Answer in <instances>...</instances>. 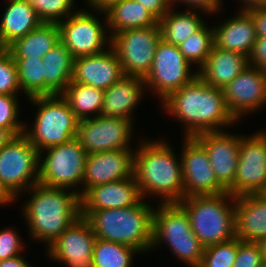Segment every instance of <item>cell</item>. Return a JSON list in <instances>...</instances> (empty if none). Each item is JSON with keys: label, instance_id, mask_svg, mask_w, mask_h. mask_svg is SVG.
I'll return each mask as SVG.
<instances>
[{"label": "cell", "instance_id": "obj_1", "mask_svg": "<svg viewBox=\"0 0 266 267\" xmlns=\"http://www.w3.org/2000/svg\"><path fill=\"white\" fill-rule=\"evenodd\" d=\"M160 105L184 125V137L221 131L239 123L228 110L223 90L208 85L199 76L172 92Z\"/></svg>", "mask_w": 266, "mask_h": 267}, {"label": "cell", "instance_id": "obj_2", "mask_svg": "<svg viewBox=\"0 0 266 267\" xmlns=\"http://www.w3.org/2000/svg\"><path fill=\"white\" fill-rule=\"evenodd\" d=\"M137 144L134 178L141 197L151 195L158 197L159 203H179L184 198L181 158L164 139H145Z\"/></svg>", "mask_w": 266, "mask_h": 267}, {"label": "cell", "instance_id": "obj_3", "mask_svg": "<svg viewBox=\"0 0 266 267\" xmlns=\"http://www.w3.org/2000/svg\"><path fill=\"white\" fill-rule=\"evenodd\" d=\"M27 192L31 196L22 203L21 214L24 215L21 217L29 227L30 237L45 243L48 248L81 216L80 196L73 190L49 187L39 182Z\"/></svg>", "mask_w": 266, "mask_h": 267}, {"label": "cell", "instance_id": "obj_4", "mask_svg": "<svg viewBox=\"0 0 266 267\" xmlns=\"http://www.w3.org/2000/svg\"><path fill=\"white\" fill-rule=\"evenodd\" d=\"M154 206L143 198L126 208L81 210L96 238L130 246L140 253L152 245Z\"/></svg>", "mask_w": 266, "mask_h": 267}, {"label": "cell", "instance_id": "obj_5", "mask_svg": "<svg viewBox=\"0 0 266 267\" xmlns=\"http://www.w3.org/2000/svg\"><path fill=\"white\" fill-rule=\"evenodd\" d=\"M179 204L188 213L191 228L204 247L236 237L235 197L229 192L188 196Z\"/></svg>", "mask_w": 266, "mask_h": 267}, {"label": "cell", "instance_id": "obj_6", "mask_svg": "<svg viewBox=\"0 0 266 267\" xmlns=\"http://www.w3.org/2000/svg\"><path fill=\"white\" fill-rule=\"evenodd\" d=\"M157 205L153 211L151 250L165 243L187 267H198L205 247L195 236L188 213L179 203Z\"/></svg>", "mask_w": 266, "mask_h": 267}, {"label": "cell", "instance_id": "obj_7", "mask_svg": "<svg viewBox=\"0 0 266 267\" xmlns=\"http://www.w3.org/2000/svg\"><path fill=\"white\" fill-rule=\"evenodd\" d=\"M26 100L32 101L38 109L33 127L25 124L24 134L39 153L77 137L79 120L62 95L36 96Z\"/></svg>", "mask_w": 266, "mask_h": 267}, {"label": "cell", "instance_id": "obj_8", "mask_svg": "<svg viewBox=\"0 0 266 267\" xmlns=\"http://www.w3.org/2000/svg\"><path fill=\"white\" fill-rule=\"evenodd\" d=\"M44 152L45 155L42 154ZM86 157L87 152L77 137L41 151L38 182L49 187L73 190L81 197Z\"/></svg>", "mask_w": 266, "mask_h": 267}, {"label": "cell", "instance_id": "obj_9", "mask_svg": "<svg viewBox=\"0 0 266 267\" xmlns=\"http://www.w3.org/2000/svg\"><path fill=\"white\" fill-rule=\"evenodd\" d=\"M84 9H78L76 13L58 23L60 41L71 52L74 59L96 55L111 47V36L107 31L105 12L95 11L97 15L101 13V15H105V19H103L105 24H103L93 10Z\"/></svg>", "mask_w": 266, "mask_h": 267}, {"label": "cell", "instance_id": "obj_10", "mask_svg": "<svg viewBox=\"0 0 266 267\" xmlns=\"http://www.w3.org/2000/svg\"><path fill=\"white\" fill-rule=\"evenodd\" d=\"M39 152L23 133L0 148V180L19 199L38 183Z\"/></svg>", "mask_w": 266, "mask_h": 267}, {"label": "cell", "instance_id": "obj_11", "mask_svg": "<svg viewBox=\"0 0 266 267\" xmlns=\"http://www.w3.org/2000/svg\"><path fill=\"white\" fill-rule=\"evenodd\" d=\"M191 66L178 46L167 43L161 38L155 49L151 69L144 78L146 89L155 93L161 103L172 92L179 90L198 76L197 70L193 71Z\"/></svg>", "mask_w": 266, "mask_h": 267}, {"label": "cell", "instance_id": "obj_12", "mask_svg": "<svg viewBox=\"0 0 266 267\" xmlns=\"http://www.w3.org/2000/svg\"><path fill=\"white\" fill-rule=\"evenodd\" d=\"M161 40L158 26L129 29L111 36V47L127 76L145 78L151 69L155 49Z\"/></svg>", "mask_w": 266, "mask_h": 267}, {"label": "cell", "instance_id": "obj_13", "mask_svg": "<svg viewBox=\"0 0 266 267\" xmlns=\"http://www.w3.org/2000/svg\"><path fill=\"white\" fill-rule=\"evenodd\" d=\"M254 133L240 135L236 176L228 190L234 197L259 194L266 187V130Z\"/></svg>", "mask_w": 266, "mask_h": 267}, {"label": "cell", "instance_id": "obj_14", "mask_svg": "<svg viewBox=\"0 0 266 267\" xmlns=\"http://www.w3.org/2000/svg\"><path fill=\"white\" fill-rule=\"evenodd\" d=\"M134 124L128 119L100 115L80 120L77 138L87 154L131 149Z\"/></svg>", "mask_w": 266, "mask_h": 267}, {"label": "cell", "instance_id": "obj_15", "mask_svg": "<svg viewBox=\"0 0 266 267\" xmlns=\"http://www.w3.org/2000/svg\"><path fill=\"white\" fill-rule=\"evenodd\" d=\"M181 167L184 197L228 192L217 180L205 148L194 137H183Z\"/></svg>", "mask_w": 266, "mask_h": 267}, {"label": "cell", "instance_id": "obj_16", "mask_svg": "<svg viewBox=\"0 0 266 267\" xmlns=\"http://www.w3.org/2000/svg\"><path fill=\"white\" fill-rule=\"evenodd\" d=\"M96 236L88 220L80 216L48 247L47 255L54 262L68 267H93Z\"/></svg>", "mask_w": 266, "mask_h": 267}, {"label": "cell", "instance_id": "obj_17", "mask_svg": "<svg viewBox=\"0 0 266 267\" xmlns=\"http://www.w3.org/2000/svg\"><path fill=\"white\" fill-rule=\"evenodd\" d=\"M222 90L228 110L239 122L266 106V71L249 65Z\"/></svg>", "mask_w": 266, "mask_h": 267}, {"label": "cell", "instance_id": "obj_18", "mask_svg": "<svg viewBox=\"0 0 266 267\" xmlns=\"http://www.w3.org/2000/svg\"><path fill=\"white\" fill-rule=\"evenodd\" d=\"M225 130L200 133L194 138L205 148L218 182L228 191L234 185L240 134Z\"/></svg>", "mask_w": 266, "mask_h": 267}, {"label": "cell", "instance_id": "obj_19", "mask_svg": "<svg viewBox=\"0 0 266 267\" xmlns=\"http://www.w3.org/2000/svg\"><path fill=\"white\" fill-rule=\"evenodd\" d=\"M136 148L87 154L81 196L91 187L134 176Z\"/></svg>", "mask_w": 266, "mask_h": 267}, {"label": "cell", "instance_id": "obj_20", "mask_svg": "<svg viewBox=\"0 0 266 267\" xmlns=\"http://www.w3.org/2000/svg\"><path fill=\"white\" fill-rule=\"evenodd\" d=\"M124 75L117 54L109 47L96 55L75 58L71 81L105 91Z\"/></svg>", "mask_w": 266, "mask_h": 267}, {"label": "cell", "instance_id": "obj_21", "mask_svg": "<svg viewBox=\"0 0 266 267\" xmlns=\"http://www.w3.org/2000/svg\"><path fill=\"white\" fill-rule=\"evenodd\" d=\"M142 199L134 176L89 188L81 197V210L126 208Z\"/></svg>", "mask_w": 266, "mask_h": 267}, {"label": "cell", "instance_id": "obj_22", "mask_svg": "<svg viewBox=\"0 0 266 267\" xmlns=\"http://www.w3.org/2000/svg\"><path fill=\"white\" fill-rule=\"evenodd\" d=\"M145 93L146 86L143 78L124 75L104 91L100 115L134 121L133 112Z\"/></svg>", "mask_w": 266, "mask_h": 267}, {"label": "cell", "instance_id": "obj_23", "mask_svg": "<svg viewBox=\"0 0 266 267\" xmlns=\"http://www.w3.org/2000/svg\"><path fill=\"white\" fill-rule=\"evenodd\" d=\"M234 17L224 20L214 27V46L218 49L250 55L257 34L252 16L247 11L238 9Z\"/></svg>", "mask_w": 266, "mask_h": 267}, {"label": "cell", "instance_id": "obj_24", "mask_svg": "<svg viewBox=\"0 0 266 267\" xmlns=\"http://www.w3.org/2000/svg\"><path fill=\"white\" fill-rule=\"evenodd\" d=\"M236 237L259 242L266 237V201L258 194L235 197Z\"/></svg>", "mask_w": 266, "mask_h": 267}, {"label": "cell", "instance_id": "obj_25", "mask_svg": "<svg viewBox=\"0 0 266 267\" xmlns=\"http://www.w3.org/2000/svg\"><path fill=\"white\" fill-rule=\"evenodd\" d=\"M248 66L246 55L213 46L207 60L197 68V72L208 85L223 89Z\"/></svg>", "mask_w": 266, "mask_h": 267}, {"label": "cell", "instance_id": "obj_26", "mask_svg": "<svg viewBox=\"0 0 266 267\" xmlns=\"http://www.w3.org/2000/svg\"><path fill=\"white\" fill-rule=\"evenodd\" d=\"M5 3L0 22V48H7L42 23L28 0H6Z\"/></svg>", "mask_w": 266, "mask_h": 267}, {"label": "cell", "instance_id": "obj_27", "mask_svg": "<svg viewBox=\"0 0 266 267\" xmlns=\"http://www.w3.org/2000/svg\"><path fill=\"white\" fill-rule=\"evenodd\" d=\"M44 96L61 95L71 82L74 58L59 41L43 58Z\"/></svg>", "mask_w": 266, "mask_h": 267}, {"label": "cell", "instance_id": "obj_28", "mask_svg": "<svg viewBox=\"0 0 266 267\" xmlns=\"http://www.w3.org/2000/svg\"><path fill=\"white\" fill-rule=\"evenodd\" d=\"M104 12L110 36L129 29L159 25V20L147 8L134 0H120Z\"/></svg>", "mask_w": 266, "mask_h": 267}, {"label": "cell", "instance_id": "obj_29", "mask_svg": "<svg viewBox=\"0 0 266 267\" xmlns=\"http://www.w3.org/2000/svg\"><path fill=\"white\" fill-rule=\"evenodd\" d=\"M59 41L58 23L42 22L24 37L15 40L6 49L13 58L42 59Z\"/></svg>", "mask_w": 266, "mask_h": 267}, {"label": "cell", "instance_id": "obj_30", "mask_svg": "<svg viewBox=\"0 0 266 267\" xmlns=\"http://www.w3.org/2000/svg\"><path fill=\"white\" fill-rule=\"evenodd\" d=\"M174 9L172 7L158 24L161 29V38L167 43L179 46L205 24L202 16L199 15L209 14L201 10L175 11Z\"/></svg>", "mask_w": 266, "mask_h": 267}, {"label": "cell", "instance_id": "obj_31", "mask_svg": "<svg viewBox=\"0 0 266 267\" xmlns=\"http://www.w3.org/2000/svg\"><path fill=\"white\" fill-rule=\"evenodd\" d=\"M61 95L69 103L79 121L100 116L104 97L103 90L71 81Z\"/></svg>", "mask_w": 266, "mask_h": 267}, {"label": "cell", "instance_id": "obj_32", "mask_svg": "<svg viewBox=\"0 0 266 267\" xmlns=\"http://www.w3.org/2000/svg\"><path fill=\"white\" fill-rule=\"evenodd\" d=\"M140 252L130 246L96 238L93 267H131L132 258Z\"/></svg>", "mask_w": 266, "mask_h": 267}, {"label": "cell", "instance_id": "obj_33", "mask_svg": "<svg viewBox=\"0 0 266 267\" xmlns=\"http://www.w3.org/2000/svg\"><path fill=\"white\" fill-rule=\"evenodd\" d=\"M21 91L31 98L44 96V63L40 58H13Z\"/></svg>", "mask_w": 266, "mask_h": 267}, {"label": "cell", "instance_id": "obj_34", "mask_svg": "<svg viewBox=\"0 0 266 267\" xmlns=\"http://www.w3.org/2000/svg\"><path fill=\"white\" fill-rule=\"evenodd\" d=\"M208 27L205 23L178 46L180 52L193 68L196 64L200 68L205 63L214 46V27Z\"/></svg>", "mask_w": 266, "mask_h": 267}, {"label": "cell", "instance_id": "obj_35", "mask_svg": "<svg viewBox=\"0 0 266 267\" xmlns=\"http://www.w3.org/2000/svg\"><path fill=\"white\" fill-rule=\"evenodd\" d=\"M28 2L40 20L46 23H59L78 11L77 7L76 11L73 8L76 0H28Z\"/></svg>", "mask_w": 266, "mask_h": 267}, {"label": "cell", "instance_id": "obj_36", "mask_svg": "<svg viewBox=\"0 0 266 267\" xmlns=\"http://www.w3.org/2000/svg\"><path fill=\"white\" fill-rule=\"evenodd\" d=\"M238 252V238L205 247L198 267H233Z\"/></svg>", "mask_w": 266, "mask_h": 267}, {"label": "cell", "instance_id": "obj_37", "mask_svg": "<svg viewBox=\"0 0 266 267\" xmlns=\"http://www.w3.org/2000/svg\"><path fill=\"white\" fill-rule=\"evenodd\" d=\"M18 99L14 95L0 94V127L9 129L15 136L25 130V121L19 120L21 109Z\"/></svg>", "mask_w": 266, "mask_h": 267}, {"label": "cell", "instance_id": "obj_38", "mask_svg": "<svg viewBox=\"0 0 266 267\" xmlns=\"http://www.w3.org/2000/svg\"><path fill=\"white\" fill-rule=\"evenodd\" d=\"M19 92L15 61L6 48H0V94L17 96Z\"/></svg>", "mask_w": 266, "mask_h": 267}, {"label": "cell", "instance_id": "obj_39", "mask_svg": "<svg viewBox=\"0 0 266 267\" xmlns=\"http://www.w3.org/2000/svg\"><path fill=\"white\" fill-rule=\"evenodd\" d=\"M19 232L7 227L0 230V261L10 259L21 254L24 250V241Z\"/></svg>", "mask_w": 266, "mask_h": 267}, {"label": "cell", "instance_id": "obj_40", "mask_svg": "<svg viewBox=\"0 0 266 267\" xmlns=\"http://www.w3.org/2000/svg\"><path fill=\"white\" fill-rule=\"evenodd\" d=\"M262 261L258 243L244 242L238 238V252L233 267H260Z\"/></svg>", "mask_w": 266, "mask_h": 267}, {"label": "cell", "instance_id": "obj_41", "mask_svg": "<svg viewBox=\"0 0 266 267\" xmlns=\"http://www.w3.org/2000/svg\"><path fill=\"white\" fill-rule=\"evenodd\" d=\"M223 0H170L172 7L175 4L182 3V5H187L190 10H201L208 14H215L221 12L223 6ZM178 2V3H177ZM184 3V4H183Z\"/></svg>", "mask_w": 266, "mask_h": 267}, {"label": "cell", "instance_id": "obj_42", "mask_svg": "<svg viewBox=\"0 0 266 267\" xmlns=\"http://www.w3.org/2000/svg\"><path fill=\"white\" fill-rule=\"evenodd\" d=\"M248 64L266 71V37H257L248 56Z\"/></svg>", "mask_w": 266, "mask_h": 267}, {"label": "cell", "instance_id": "obj_43", "mask_svg": "<svg viewBox=\"0 0 266 267\" xmlns=\"http://www.w3.org/2000/svg\"><path fill=\"white\" fill-rule=\"evenodd\" d=\"M142 3L158 20H160L171 8L170 0H134Z\"/></svg>", "mask_w": 266, "mask_h": 267}, {"label": "cell", "instance_id": "obj_44", "mask_svg": "<svg viewBox=\"0 0 266 267\" xmlns=\"http://www.w3.org/2000/svg\"><path fill=\"white\" fill-rule=\"evenodd\" d=\"M247 12L252 16L257 37H266V7L253 8Z\"/></svg>", "mask_w": 266, "mask_h": 267}, {"label": "cell", "instance_id": "obj_45", "mask_svg": "<svg viewBox=\"0 0 266 267\" xmlns=\"http://www.w3.org/2000/svg\"><path fill=\"white\" fill-rule=\"evenodd\" d=\"M0 267H33L23 255H18L10 259L0 261Z\"/></svg>", "mask_w": 266, "mask_h": 267}, {"label": "cell", "instance_id": "obj_46", "mask_svg": "<svg viewBox=\"0 0 266 267\" xmlns=\"http://www.w3.org/2000/svg\"><path fill=\"white\" fill-rule=\"evenodd\" d=\"M120 0H86V4L93 9V11H105L112 4L119 2Z\"/></svg>", "mask_w": 266, "mask_h": 267}, {"label": "cell", "instance_id": "obj_47", "mask_svg": "<svg viewBox=\"0 0 266 267\" xmlns=\"http://www.w3.org/2000/svg\"><path fill=\"white\" fill-rule=\"evenodd\" d=\"M17 198L10 192V190L0 180V206H8L15 202Z\"/></svg>", "mask_w": 266, "mask_h": 267}, {"label": "cell", "instance_id": "obj_48", "mask_svg": "<svg viewBox=\"0 0 266 267\" xmlns=\"http://www.w3.org/2000/svg\"><path fill=\"white\" fill-rule=\"evenodd\" d=\"M240 1H242L240 8L242 11H248L253 8L266 7V0H240Z\"/></svg>", "mask_w": 266, "mask_h": 267}, {"label": "cell", "instance_id": "obj_49", "mask_svg": "<svg viewBox=\"0 0 266 267\" xmlns=\"http://www.w3.org/2000/svg\"><path fill=\"white\" fill-rule=\"evenodd\" d=\"M14 136L9 129L0 127V148L5 146Z\"/></svg>", "mask_w": 266, "mask_h": 267}, {"label": "cell", "instance_id": "obj_50", "mask_svg": "<svg viewBox=\"0 0 266 267\" xmlns=\"http://www.w3.org/2000/svg\"><path fill=\"white\" fill-rule=\"evenodd\" d=\"M260 246L263 260H266V237L257 242Z\"/></svg>", "mask_w": 266, "mask_h": 267}, {"label": "cell", "instance_id": "obj_51", "mask_svg": "<svg viewBox=\"0 0 266 267\" xmlns=\"http://www.w3.org/2000/svg\"><path fill=\"white\" fill-rule=\"evenodd\" d=\"M258 195L266 201V187Z\"/></svg>", "mask_w": 266, "mask_h": 267}, {"label": "cell", "instance_id": "obj_52", "mask_svg": "<svg viewBox=\"0 0 266 267\" xmlns=\"http://www.w3.org/2000/svg\"><path fill=\"white\" fill-rule=\"evenodd\" d=\"M260 267H266V260H263Z\"/></svg>", "mask_w": 266, "mask_h": 267}]
</instances>
